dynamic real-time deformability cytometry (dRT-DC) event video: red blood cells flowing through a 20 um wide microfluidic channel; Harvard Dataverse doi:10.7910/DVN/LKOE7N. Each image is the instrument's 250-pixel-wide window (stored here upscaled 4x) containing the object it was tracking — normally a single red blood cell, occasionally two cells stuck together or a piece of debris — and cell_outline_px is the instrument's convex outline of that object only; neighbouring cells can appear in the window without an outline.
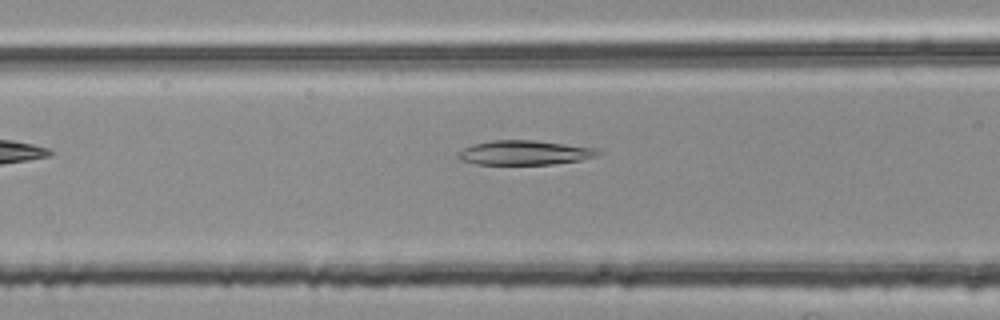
{"species": "common noctule bat (a hibernating species)", "species_latin": "Nyctalus noctula", "temperature_condition": "room temperature", "stored_images_in_passage": 29, "camera_frame_rate_fps": 3000, "um_per_image_px": 0.085, "animal": {"sex": "female", "body_mass_g": 25.1}, "frame": {"image": 1, "passage_image": 6, "time_ms": 1.667, "image_size_px": [1000, 320], "cell_outline_px": [[600, 152], [596, 156], [580, 160], [552, 164], [476, 164], [460, 160], [456, 156], [464, 148], [472, 144], [492, 140], [532, 140], [564, 144], [592, 148]], "centroid_in_image_um": [44.51, 12.98], "position_along_channel_um": 122.1, "area_um2": 19.59}}
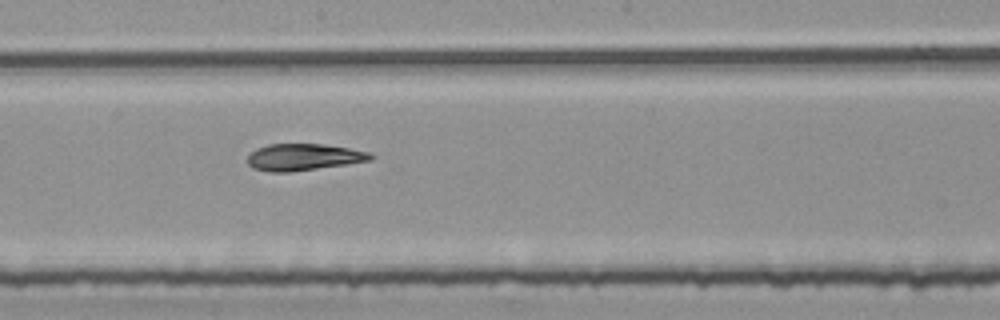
{"frame": {"image": 2, "passage_image": 14, "time_ms": 4.333, "image_size_px": [1000, 320], "cell_outline_px": [[372, 160], [292, 172], [268, 172], [252, 168], [248, 164], [248, 156], [256, 148], [268, 144], [324, 144], [348, 148], [368, 152], [372, 156]], "centroid_in_image_um": [25.75, 13.36], "position_along_channel_um": 222.4, "area_um2": 19.07}}
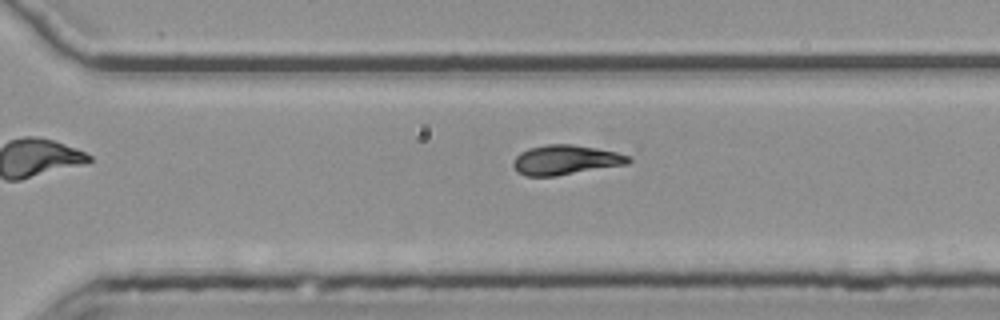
{"frame": {"image": 3, "passage_image": 22, "time_ms": 7.0, "image_size_px": [1000, 320], "cell_outline_px": [[632, 160], [628, 164], [556, 176], [524, 176], [516, 172], [512, 164], [516, 156], [520, 152], [528, 148], [548, 144], [572, 144], [596, 148], [616, 152], [632, 156]], "centroid_in_image_um": [48.07, 13.6], "position_along_channel_um": 322.5, "area_um2": 20.11}}